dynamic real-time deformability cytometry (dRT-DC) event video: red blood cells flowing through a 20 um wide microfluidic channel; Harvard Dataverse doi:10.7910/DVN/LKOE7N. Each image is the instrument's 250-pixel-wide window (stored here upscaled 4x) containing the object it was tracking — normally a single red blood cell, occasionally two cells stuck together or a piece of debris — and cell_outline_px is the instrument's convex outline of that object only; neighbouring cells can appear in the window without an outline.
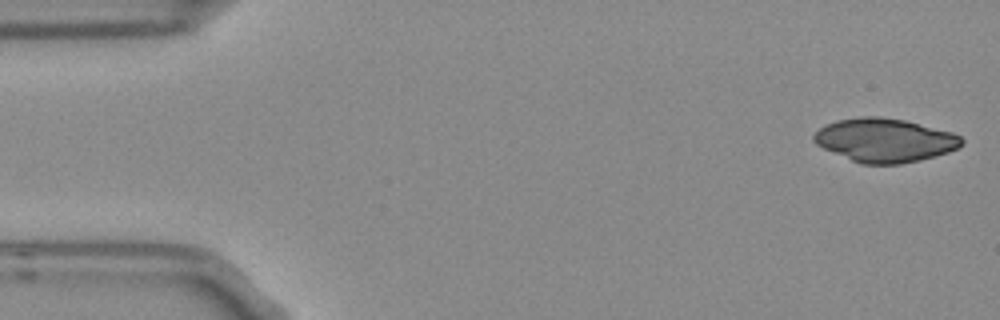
{"species": "Egyptian fruit bat (a non-hibernating species)", "species_latin": "Rousettus aegyptiacus", "temperature_condition": "room temperature", "stored_images_in_passage": 4, "camera_frame_rate_fps": 3000, "um_per_image_px": 0.085, "frame": {"image": 1, "passage_image": 1, "time_ms": 0.0, "image_size_px": [1000, 320], "cell_outline_px": [[964, 144], [960, 148], [948, 152], [920, 160], [900, 164], [864, 164], [852, 160], [824, 148], [816, 144], [812, 140], [812, 136], [820, 128], [836, 120], [860, 116], [880, 116], [904, 120], [952, 132], [960, 136], [964, 140]], "centroid_in_image_um": [75.23, 11.91], "position_along_channel_um": 9.8, "area_um2": 37.51}}